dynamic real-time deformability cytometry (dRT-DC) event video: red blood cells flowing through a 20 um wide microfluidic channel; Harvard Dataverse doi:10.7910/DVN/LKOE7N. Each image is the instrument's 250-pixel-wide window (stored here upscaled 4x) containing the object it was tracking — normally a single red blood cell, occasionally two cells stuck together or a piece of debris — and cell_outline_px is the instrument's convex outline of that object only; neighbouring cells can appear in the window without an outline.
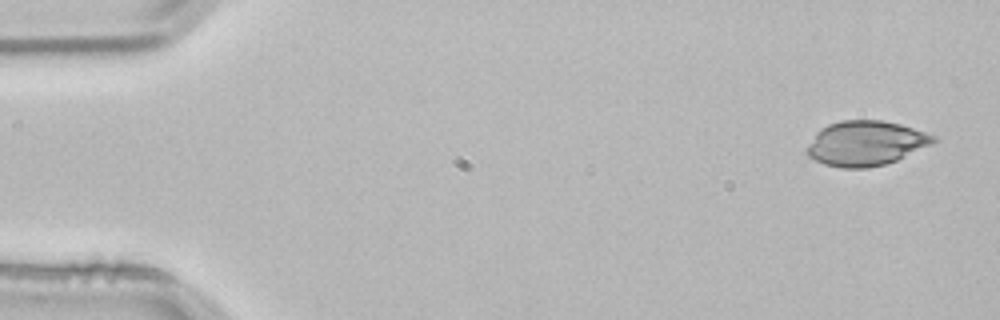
{"species": "common noctule bat (a hibernating species)", "species_latin": "Nyctalus noctula", "temperature_condition": "room temperature", "stored_images_in_passage": 3, "camera_frame_rate_fps": 3000, "um_per_image_px": 0.085, "animal": {"sex": "male", "body_mass_g": 21.5, "forearm_length_mm": 52.0}, "frame": {"image": 1, "passage_image": 1, "time_ms": 0.0, "image_size_px": [1000, 320], "cell_outline_px": [[936, 140], [896, 160], [884, 164], [868, 168], [844, 168], [824, 164], [808, 156], [804, 152], [808, 144], [816, 132], [820, 128], [828, 124], [840, 120], [884, 120], [900, 124], [936, 136]], "centroid_in_image_um": [73.5, 12.17], "position_along_channel_um": 11.5, "area_um2": 32.71}}